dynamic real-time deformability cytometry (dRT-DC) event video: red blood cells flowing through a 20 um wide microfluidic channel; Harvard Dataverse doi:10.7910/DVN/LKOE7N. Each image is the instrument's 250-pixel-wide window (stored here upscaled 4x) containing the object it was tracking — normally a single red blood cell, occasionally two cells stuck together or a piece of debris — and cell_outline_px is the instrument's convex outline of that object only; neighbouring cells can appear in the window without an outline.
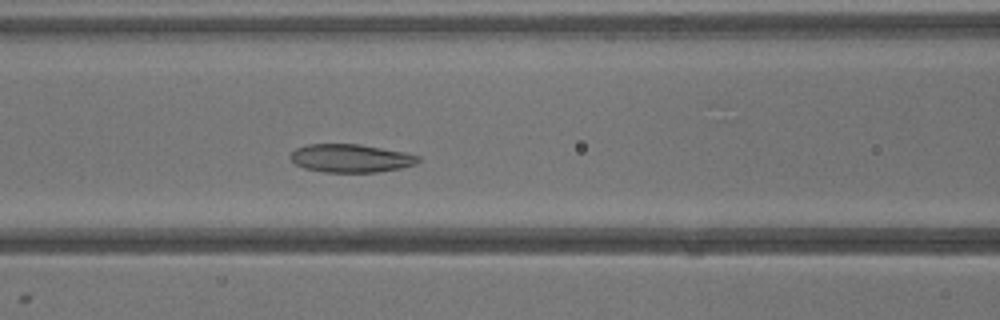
{"species": "common noctule bat (a hibernating species)", "species_latin": "Nyctalus noctula", "temperature_condition": "warm", "stored_images_in_passage": 39, "camera_frame_rate_fps": 3000, "um_per_image_px": 0.085, "animal": {"sex": "male", "body_mass_g": 13.3}, "frame": {"image": 1, "passage_image": 16, "time_ms": 5.0, "image_size_px": [1000, 320], "cell_outline_px": [[420, 160], [416, 164], [400, 168], [376, 172], [324, 172], [304, 168], [296, 164], [288, 156], [296, 148], [308, 144], [360, 144], [404, 152], [420, 156]], "centroid_in_image_um": [29.81, 13.45], "position_along_channel_um": 136.8, "area_um2": 20.98}}
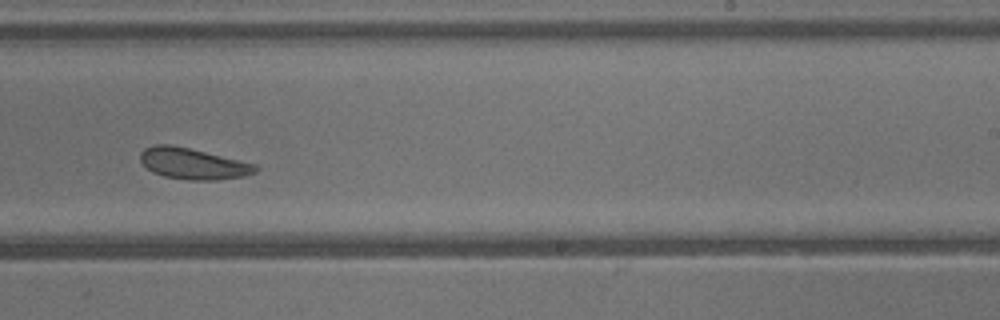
{"frame": {"image": 2, "passage_image": 24, "time_ms": 7.667, "image_size_px": [1000, 320], "cell_outline_px": [[260, 168], [256, 172], [244, 176], [216, 180], [192, 180], [164, 176], [152, 172], [140, 160], [140, 152], [144, 148], [156, 144], [172, 144], [256, 164]], "centroid_in_image_um": [16.41, 13.91], "position_along_channel_um": 272.6, "area_um2": 20.81}}
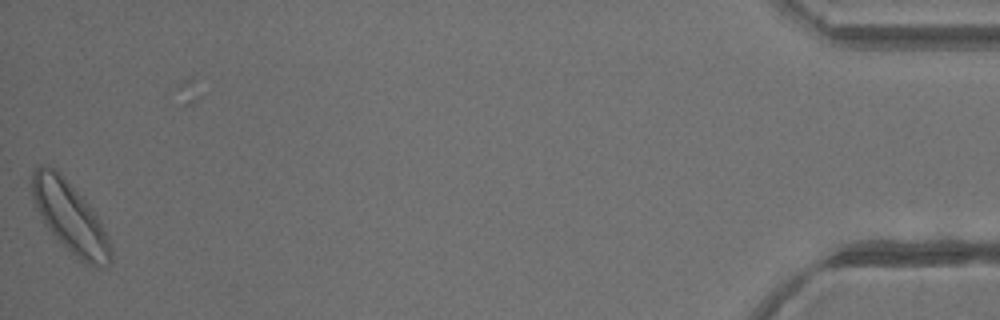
{"frame": {"image": 3, "passage_image": 39, "time_ms": 12.667, "image_size_px": [1000, 320], "cell_outline_px": [[112, 264], [100, 268], [88, 264], [80, 260], [60, 244], [40, 220], [32, 204], [32, 172], [40, 164], [48, 164], [60, 172], [64, 176], [92, 208], [100, 220], [108, 236], [112, 248]], "centroid_in_image_um": [5.93, 18.47], "position_along_channel_um": 429.3, "area_um2": 33.29}}